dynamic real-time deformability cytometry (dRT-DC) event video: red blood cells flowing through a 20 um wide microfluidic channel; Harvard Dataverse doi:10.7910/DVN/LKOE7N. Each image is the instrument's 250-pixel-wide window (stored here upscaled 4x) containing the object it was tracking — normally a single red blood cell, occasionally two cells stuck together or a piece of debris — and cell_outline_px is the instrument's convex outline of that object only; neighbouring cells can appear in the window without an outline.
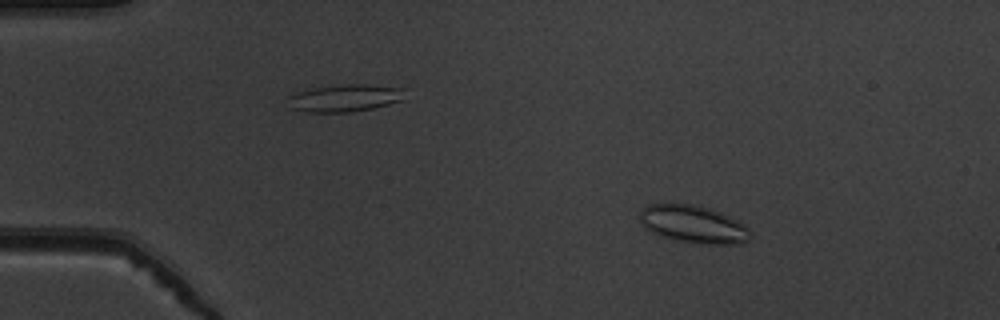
{"species": "common noctule bat (a hibernating species)", "species_latin": "Nyctalus noctula", "temperature_condition": "warm", "stored_images_in_passage": 53, "camera_frame_rate_fps": 3000, "um_per_image_px": 0.085, "animal": {"sex": "male", "body_mass_g": 19.5, "forearm_length_mm": 54.6}, "frame": {"image": 1, "passage_image": 9, "time_ms": 2.667, "image_size_px": [1000, 320], "cell_outline_px": [[752, 236], [744, 244], [700, 244], [676, 240], [660, 236], [644, 228], [640, 224], [640, 208], [648, 204], [692, 204], [708, 208], [720, 212], [744, 224], [752, 232]], "centroid_in_image_um": [58.93, 19.07], "position_along_channel_um": 26.1, "area_um2": 24.51}}
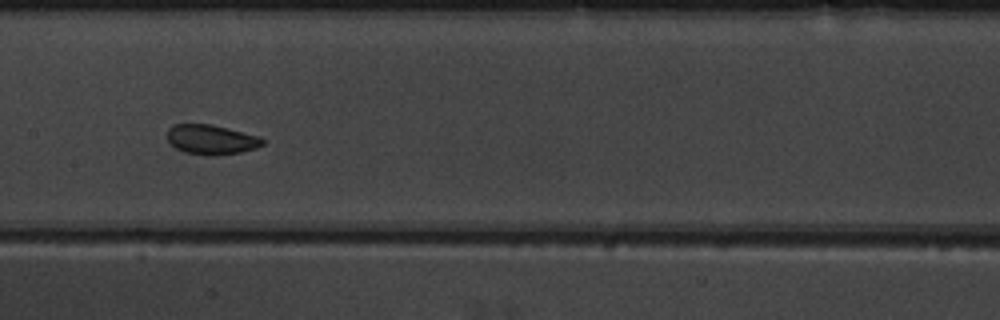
{"frame": {"image": 2, "passage_image": 28, "time_ms": 9.0, "image_size_px": [1000, 320], "cell_outline_px": [[264, 144], [256, 148], [240, 152], [216, 156], [212, 156], [184, 152], [176, 148], [168, 140], [168, 128], [172, 124], [212, 124], [260, 136], [264, 140]], "centroid_in_image_um": [17.97, 11.86], "position_along_channel_um": 189.4, "area_um2": 16.59}}
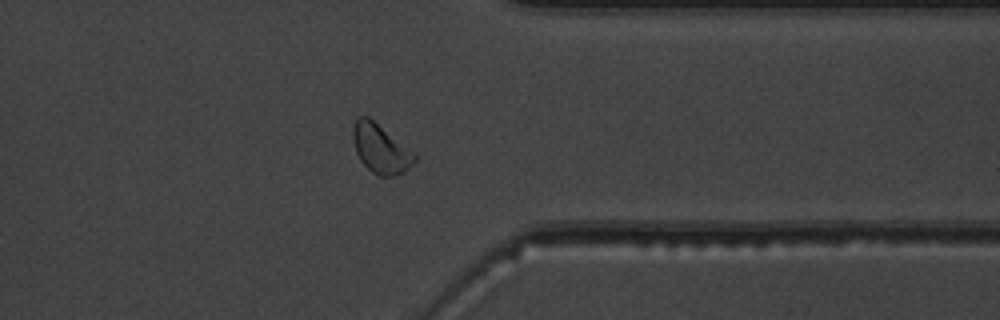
{"frame": {"image": 3, "passage_image": 43, "time_ms": 14.0, "image_size_px": [1000, 320], "cell_outline_px": [[416, 160], [404, 172], [392, 176], [380, 176], [372, 172], [360, 160], [356, 152], [352, 136], [352, 128], [356, 120], [360, 116], [368, 116], [416, 152]], "centroid_in_image_um": [32.37, 12.63], "position_along_channel_um": 379.0, "area_um2": 17.69}, "authors_computed_cell_mechanics": {"area_um2": 17.34, "velocity_mm_per_s": 3.8642, "shape_relaxation_time_tau1_ms": 6.063, "shape_relaxation_time_tau2_ms": 1.2181, "deformation_change_tau1": 0.0843, "deformation_change_tau2": 0.0568}}